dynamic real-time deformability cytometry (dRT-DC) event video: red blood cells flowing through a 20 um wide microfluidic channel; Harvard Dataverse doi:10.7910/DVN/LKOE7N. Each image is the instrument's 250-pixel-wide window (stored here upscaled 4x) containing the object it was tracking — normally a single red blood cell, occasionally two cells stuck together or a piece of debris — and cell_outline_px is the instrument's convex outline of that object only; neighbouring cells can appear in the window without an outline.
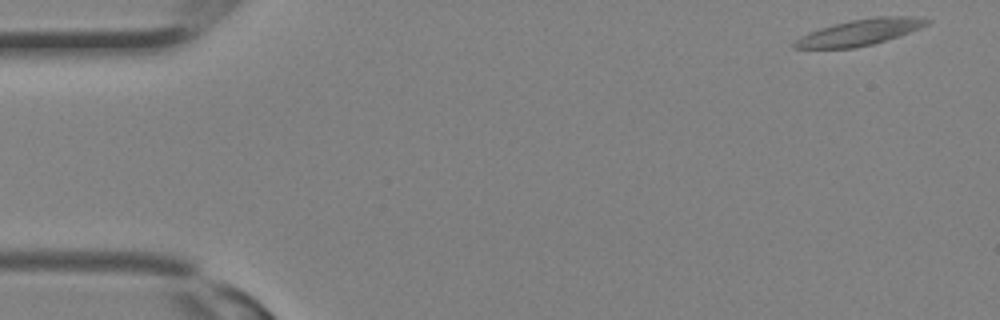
{"species": "Egyptian fruit bat (a non-hibernating species)", "species_latin": "Rousettus aegyptiacus", "temperature_condition": "room temperature", "stored_images_in_passage": 31, "camera_frame_rate_fps": 3000, "um_per_image_px": 0.085, "animal": {"sex": "female"}, "frame": {"image": 1, "passage_image": 1, "time_ms": 0.0, "image_size_px": [1000, 320], "cell_outline_px": [[932, 20], [928, 24], [920, 28], [872, 44], [852, 48], [792, 48], [792, 44], [800, 36], [808, 32], [820, 28], [852, 20], [876, 16], [912, 16]], "centroid_in_image_um": [73.06, 2.74], "position_along_channel_um": 11.9, "area_um2": 19.77}}
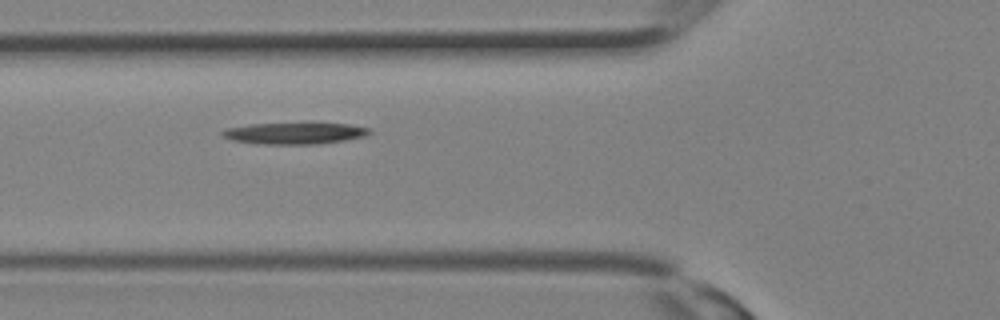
{"frame": {"image": 2, "passage_image": 11, "time_ms": 3.333, "image_size_px": [1000, 320], "cell_outline_px": [[372, 132], [364, 136], [344, 140], [320, 144], [256, 144], [232, 140], [220, 136], [220, 132], [224, 128], [248, 124], [312, 120], [348, 124], [372, 128]], "centroid_in_image_um": [25.03, 11.27], "position_along_channel_um": 100.8, "area_um2": 19.88}}
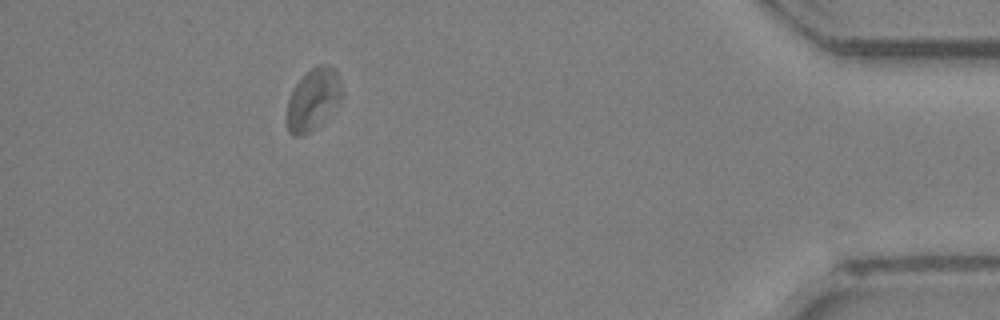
{"frame": {"image": 3, "passage_image": 28, "time_ms": 9.0, "image_size_px": [1000, 320], "cell_outline_px": [[344, 92], [320, 124], [316, 128], [300, 136], [292, 136], [288, 132], [288, 100], [292, 88], [304, 72], [316, 64], [324, 64], [332, 68], [340, 76]], "centroid_in_image_um": [26.6, 8.39], "position_along_channel_um": 408.6, "area_um2": 19.71}}